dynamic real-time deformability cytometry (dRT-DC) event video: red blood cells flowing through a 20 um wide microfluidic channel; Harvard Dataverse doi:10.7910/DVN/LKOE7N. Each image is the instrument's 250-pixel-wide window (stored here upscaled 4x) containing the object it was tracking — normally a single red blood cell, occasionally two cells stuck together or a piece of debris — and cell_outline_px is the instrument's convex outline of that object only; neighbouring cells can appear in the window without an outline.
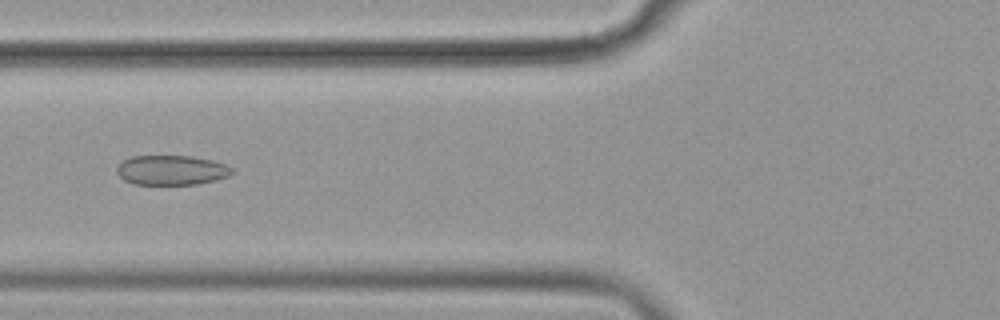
{"species": "common noctule bat (a hibernating species)", "species_latin": "Nyctalus noctula", "temperature_condition": "cold", "stored_images_in_passage": 55, "camera_frame_rate_fps": 3000, "um_per_image_px": 0.085, "animal": {"sex": "female", "body_mass_g": 19.9}, "frame": {"image": 1, "passage_image": 21, "time_ms": 6.667, "image_size_px": [1000, 320], "cell_outline_px": [[236, 172], [228, 176], [216, 180], [200, 184], [132, 184], [124, 180], [116, 172], [116, 168], [124, 160], [132, 156], [192, 156], [212, 160], [224, 164], [232, 168]], "centroid_in_image_um": [14.6, 14.47], "position_along_channel_um": 111.2, "area_um2": 20.0}}
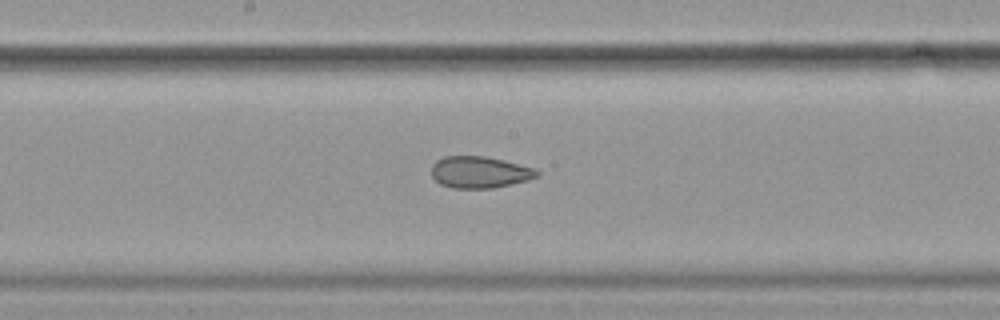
{"frame": {"image": 2, "passage_image": 29, "time_ms": 9.333, "image_size_px": [1000, 320], "cell_outline_px": [[540, 176], [528, 180], [492, 188], [452, 188], [440, 184], [432, 176], [432, 164], [436, 160], [444, 156], [484, 156], [504, 160], [536, 168], [540, 172]], "centroid_in_image_um": [40.79, 14.63], "position_along_channel_um": 207.4, "area_um2": 19.59}}
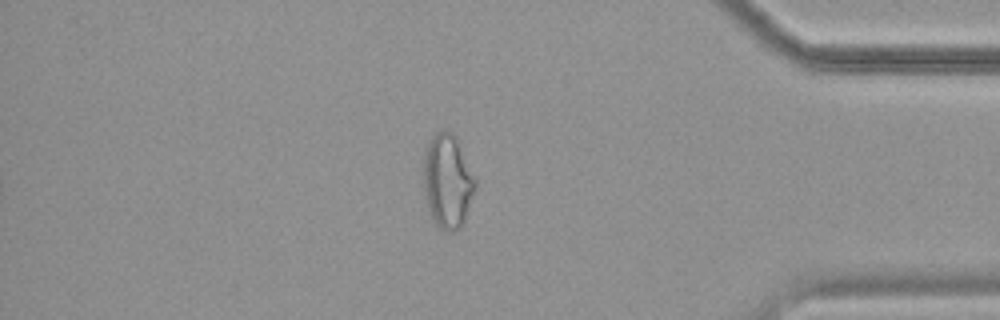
{"frame": {"image": 3, "passage_image": 47, "time_ms": 15.333, "image_size_px": [1000, 320], "cell_outline_px": [[476, 188], [464, 220], [460, 228], [456, 232], [448, 232], [440, 228], [432, 220], [428, 212], [424, 192], [424, 156], [428, 144], [432, 136], [440, 128], [444, 128], [452, 132], [456, 136], [476, 176]], "centroid_in_image_um": [38.06, 15.39], "position_along_channel_um": 397.1, "area_um2": 28.9}, "authors_computed_cell_mechanics": {"area_um2": 23.698, "velocity_mm_per_s": 3.6053, "shape_relaxation_time_tau1_ms": null, "shape_relaxation_time_tau2_ms": 2.082, "deformation_change_tau1": null, "deformation_change_tau2": 0.0904}}